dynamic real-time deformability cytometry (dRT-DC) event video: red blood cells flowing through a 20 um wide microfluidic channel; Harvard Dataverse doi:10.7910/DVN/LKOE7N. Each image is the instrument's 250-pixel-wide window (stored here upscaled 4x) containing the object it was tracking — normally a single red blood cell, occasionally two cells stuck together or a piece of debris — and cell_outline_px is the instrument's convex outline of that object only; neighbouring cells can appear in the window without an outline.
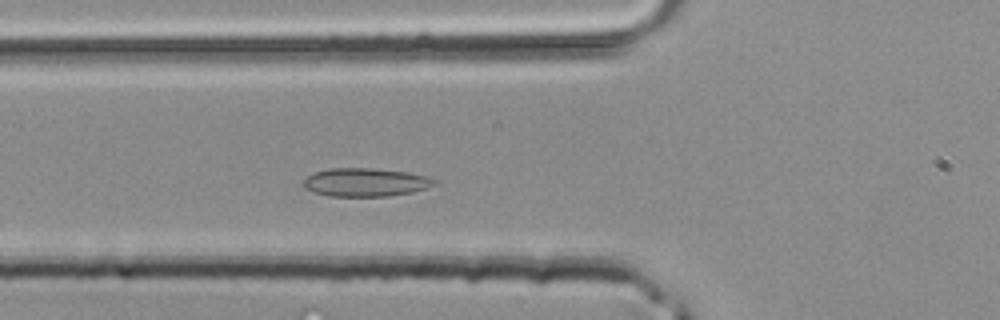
{"species": "common noctule bat (a hibernating species)", "species_latin": "Nyctalus noctula", "temperature_condition": "room temperature", "stored_images_in_passage": 36, "camera_frame_rate_fps": 3000, "um_per_image_px": 0.085, "animal": {"sex": "male", "body_mass_g": 20.4}, "frame": {"image": 1, "passage_image": 9, "time_ms": 2.667, "image_size_px": [1000, 320], "cell_outline_px": [[436, 184], [428, 188], [412, 192], [388, 196], [328, 196], [312, 192], [304, 188], [304, 180], [312, 172], [328, 168], [368, 168], [408, 172], [428, 176], [436, 180]], "centroid_in_image_um": [31.06, 15.49], "position_along_channel_um": 94.7, "area_um2": 21.79}}
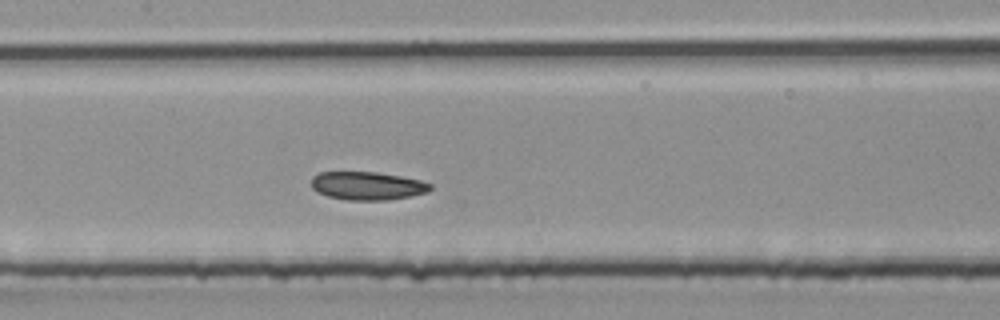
{"frame": {"image": 2, "passage_image": 14, "time_ms": 4.333, "image_size_px": [1000, 320], "cell_outline_px": [[432, 188], [428, 192], [388, 200], [348, 200], [328, 196], [316, 192], [312, 188], [312, 176], [320, 172], [376, 172], [400, 176], [420, 180], [432, 184]], "centroid_in_image_um": [31.21, 15.79], "position_along_channel_um": 176.2, "area_um2": 19.54}}
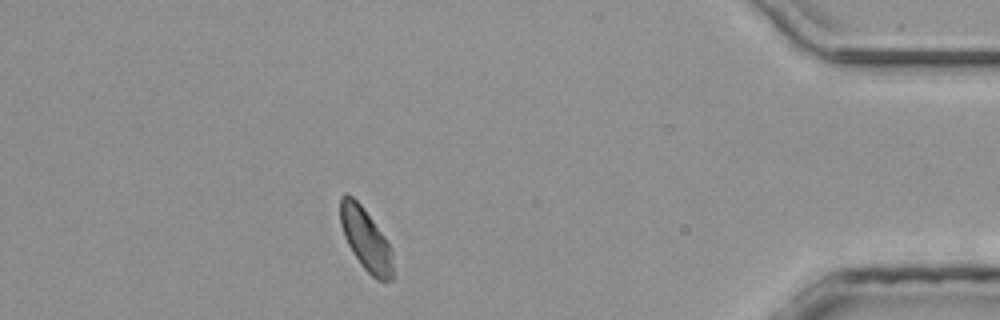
{"frame": {"image": 3, "passage_image": 31, "time_ms": 10.0, "image_size_px": [1000, 320], "cell_outline_px": [[392, 280], [376, 280], [360, 264], [352, 252], [344, 236], [340, 224], [340, 196], [344, 192], [352, 196], [364, 208], [384, 236], [392, 248]], "centroid_in_image_um": [31.07, 20.32], "position_along_channel_um": 404.1, "area_um2": 19.07}}